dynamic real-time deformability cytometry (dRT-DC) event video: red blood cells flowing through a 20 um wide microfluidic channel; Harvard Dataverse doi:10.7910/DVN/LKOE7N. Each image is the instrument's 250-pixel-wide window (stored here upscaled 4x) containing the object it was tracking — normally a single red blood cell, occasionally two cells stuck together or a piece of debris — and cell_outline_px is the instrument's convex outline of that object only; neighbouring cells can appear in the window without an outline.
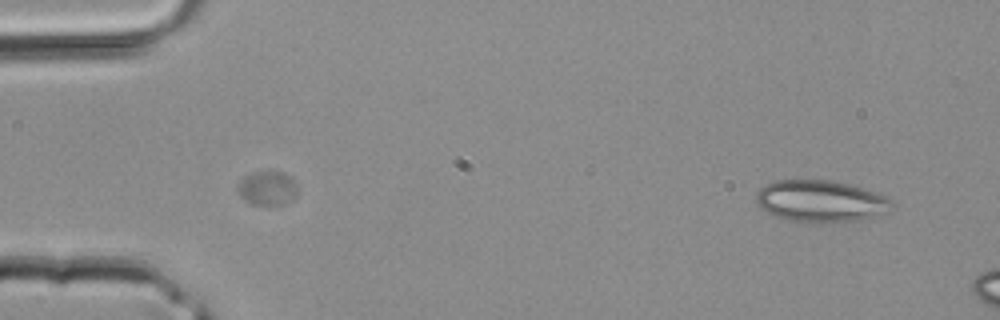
{"species": "common noctule bat (a hibernating species)", "species_latin": "Nyctalus noctula", "temperature_condition": "room temperature", "stored_images_in_passage": 6, "camera_frame_rate_fps": 3000, "um_per_image_px": 0.085, "animal": {"sex": "male", "body_mass_g": 20.4}, "frame": {"image": 1, "passage_image": 1, "time_ms": 0.0, "image_size_px": [1000, 320], "cell_outline_px": [[896, 204], [884, 212], [876, 216], [860, 220], [820, 224], [800, 224], [776, 216], [760, 208], [756, 204], [756, 192], [764, 184], [776, 180], [828, 180], [848, 184], [876, 192], [892, 200]], "centroid_in_image_um": [69.72, 17.13], "position_along_channel_um": 15.3, "area_um2": 33.64}}